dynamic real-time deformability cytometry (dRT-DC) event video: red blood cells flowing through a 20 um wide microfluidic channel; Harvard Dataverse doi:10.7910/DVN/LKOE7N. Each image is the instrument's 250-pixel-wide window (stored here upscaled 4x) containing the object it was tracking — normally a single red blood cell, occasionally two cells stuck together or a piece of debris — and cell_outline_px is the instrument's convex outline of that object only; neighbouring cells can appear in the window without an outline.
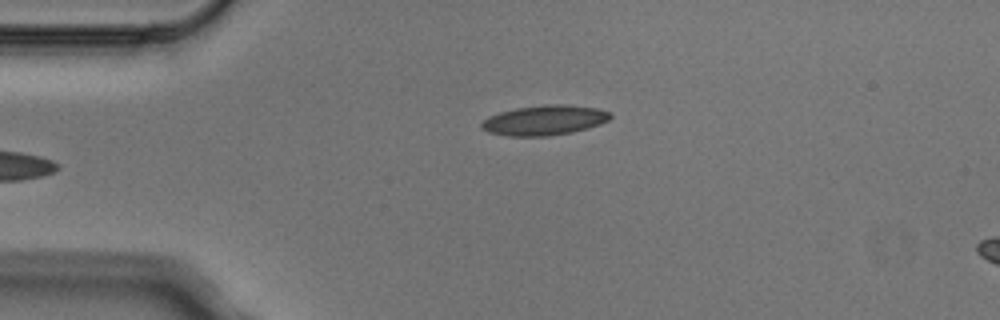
{"species": "Egyptian fruit bat (a non-hibernating species)", "species_latin": "Rousettus aegyptiacus", "temperature_condition": "cold", "stored_images_in_passage": 4, "camera_frame_rate_fps": 3000, "um_per_image_px": 0.085, "animal": {"sex": "male"}, "frame": {"image": 1, "passage_image": 4, "time_ms": 1.0, "image_size_px": [1000, 320], "cell_outline_px": [[612, 116], [608, 120], [600, 124], [588, 128], [572, 132], [548, 136], [508, 136], [488, 132], [480, 128], [480, 124], [488, 116], [500, 112], [516, 108], [544, 104], [564, 104], [596, 108], [612, 112]], "centroid_in_image_um": [46.27, 10.22], "position_along_channel_um": 38.7, "area_um2": 22.6}}